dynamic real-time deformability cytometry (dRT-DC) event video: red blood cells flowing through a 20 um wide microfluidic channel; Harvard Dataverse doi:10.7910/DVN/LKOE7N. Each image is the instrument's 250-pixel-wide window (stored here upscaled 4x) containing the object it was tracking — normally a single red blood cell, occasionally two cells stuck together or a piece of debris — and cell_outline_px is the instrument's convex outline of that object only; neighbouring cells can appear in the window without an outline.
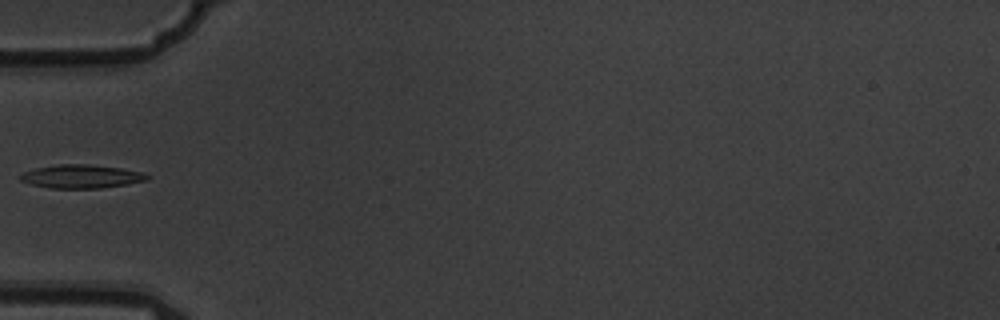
{"species": "common noctule bat (a hibernating species)", "species_latin": "Nyctalus noctula", "temperature_condition": "warm", "stored_images_in_passage": 4, "camera_frame_rate_fps": 3000, "um_per_image_px": 0.085, "animal": {"sex": "male", "body_mass_g": 19.5, "forearm_length_mm": 54.6}, "frame": {"image": 1, "passage_image": 3, "time_ms": 0.667, "image_size_px": [1000, 320], "cell_outline_px": [[152, 176], [148, 180], [100, 188], [48, 188], [32, 184], [20, 180], [20, 176], [24, 172], [36, 168], [56, 164], [88, 164], [120, 168], [144, 172]], "centroid_in_image_um": [6.94, 14.99], "position_along_channel_um": 78.1, "area_um2": 17.28}}
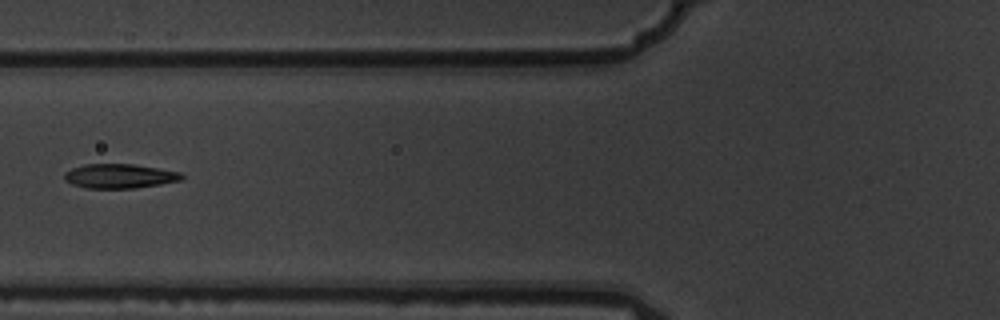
{"frame": {"image": 2, "passage_image": 4, "time_ms": 1.0, "image_size_px": [1000, 320], "cell_outline_px": [[184, 176], [180, 180], [160, 184], [136, 188], [84, 188], [72, 184], [64, 180], [64, 172], [72, 168], [84, 164], [132, 164], [180, 172]], "centroid_in_image_um": [10.11, 14.97], "position_along_channel_um": 115.7, "area_um2": 16.59}}